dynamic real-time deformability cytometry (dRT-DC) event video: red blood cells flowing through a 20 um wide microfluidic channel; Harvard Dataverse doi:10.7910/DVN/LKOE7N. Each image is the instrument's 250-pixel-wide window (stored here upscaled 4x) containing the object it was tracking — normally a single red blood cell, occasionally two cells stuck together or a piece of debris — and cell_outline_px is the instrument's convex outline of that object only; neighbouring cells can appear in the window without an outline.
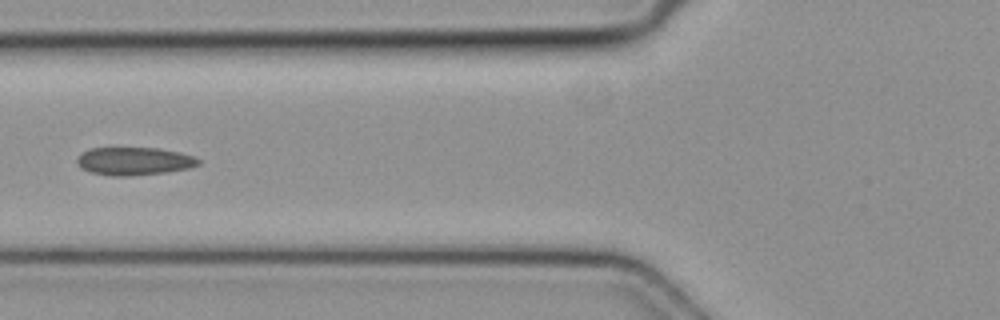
{"species": "common noctule bat (a hibernating species)", "species_latin": "Nyctalus noctula", "temperature_condition": "cold", "stored_images_in_passage": 4, "camera_frame_rate_fps": 3000, "um_per_image_px": 0.085, "animal": {"sex": "female", "body_mass_g": 19.3, "forearm_length_mm": 54.1}, "frame": {"image": 1, "passage_image": 4, "time_ms": 1.0, "image_size_px": [1000, 320], "cell_outline_px": [[200, 164], [192, 168], [164, 172], [128, 176], [112, 176], [92, 172], [80, 168], [76, 160], [76, 156], [92, 148], [160, 148], [180, 152], [192, 156], [200, 160]], "centroid_in_image_um": [11.41, 13.7], "position_along_channel_um": 114.4, "area_um2": 19.77}}